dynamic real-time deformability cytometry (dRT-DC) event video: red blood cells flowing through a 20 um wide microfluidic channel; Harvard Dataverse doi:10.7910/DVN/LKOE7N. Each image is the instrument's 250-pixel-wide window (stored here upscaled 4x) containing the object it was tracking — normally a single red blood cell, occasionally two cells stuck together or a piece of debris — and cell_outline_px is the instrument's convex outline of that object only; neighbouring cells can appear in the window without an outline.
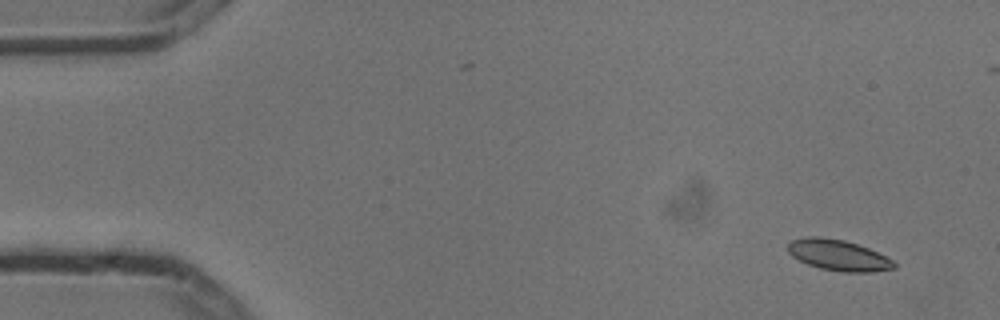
{"species": "common noctule bat (a hibernating species)", "species_latin": "Nyctalus noctula", "temperature_condition": "cold", "stored_images_in_passage": 11, "camera_frame_rate_fps": 3000, "um_per_image_px": 0.085, "animal": {"sex": "male", "body_mass_g": 13.3}, "frame": {"image": 1, "passage_image": 2, "time_ms": 0.333, "image_size_px": [1000, 320], "cell_outline_px": [[896, 268], [872, 272], [840, 272], [820, 268], [808, 264], [792, 256], [788, 252], [788, 244], [792, 240], [804, 236], [820, 236], [844, 240], [868, 248], [892, 260], [896, 264]], "centroid_in_image_um": [71.24, 21.69], "position_along_channel_um": 13.8, "area_um2": 19.07}}
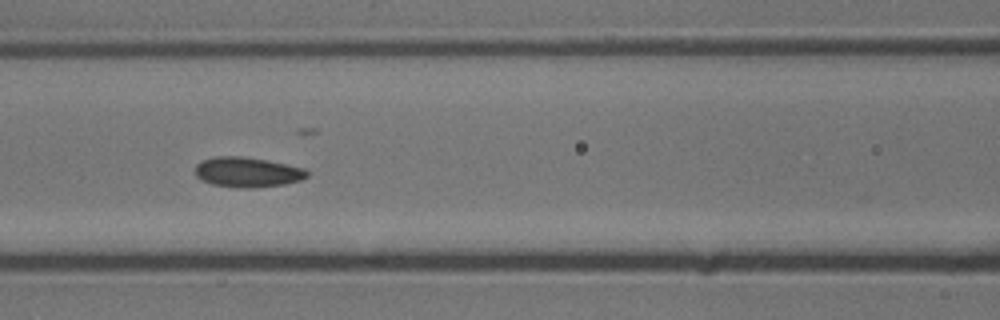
{"frame": {"image": 2, "passage_image": 7, "time_ms": 2.0, "image_size_px": [1000, 320], "cell_outline_px": [[308, 176], [300, 180], [284, 184], [252, 188], [236, 188], [212, 184], [200, 180], [196, 176], [196, 164], [204, 160], [216, 156], [240, 156], [268, 160], [304, 168], [308, 172]], "centroid_in_image_um": [21.02, 14.64], "position_along_channel_um": 145.6, "area_um2": 19.59}}
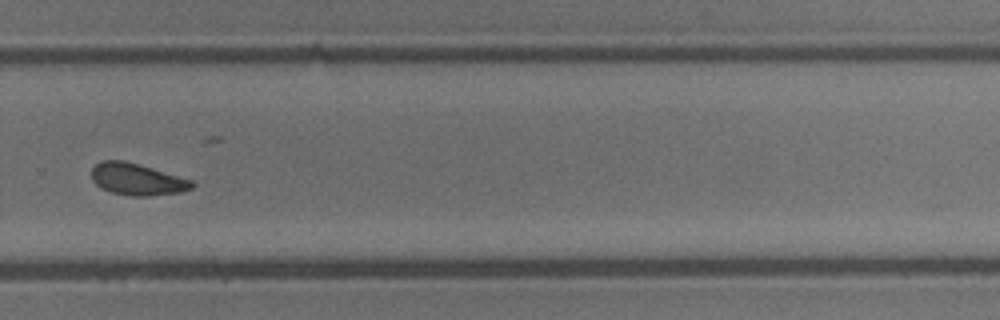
{"frame": {"image": 3, "passage_image": 11, "time_ms": 3.333, "image_size_px": [1000, 320], "cell_outline_px": [[196, 184], [192, 188], [180, 192], [148, 196], [132, 196], [112, 192], [100, 188], [92, 180], [92, 168], [96, 164], [104, 160], [124, 160], [192, 180]], "centroid_in_image_um": [11.64, 15.24], "position_along_channel_um": 318.2, "area_um2": 18.44}}